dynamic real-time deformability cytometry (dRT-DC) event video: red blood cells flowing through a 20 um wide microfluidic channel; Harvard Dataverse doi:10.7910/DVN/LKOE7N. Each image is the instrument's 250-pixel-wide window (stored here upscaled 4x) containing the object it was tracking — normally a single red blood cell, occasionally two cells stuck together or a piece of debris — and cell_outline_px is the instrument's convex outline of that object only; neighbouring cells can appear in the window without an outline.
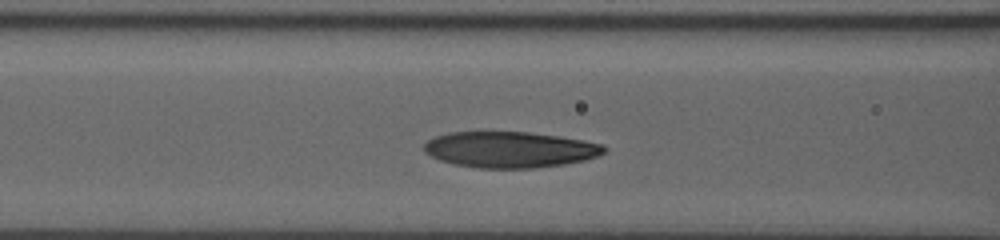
{"species": "human", "species_latin": "Homo sapiens", "temperature_condition": "room temperature", "stored_images_in_passage": 30, "segment_of_instrument_passage": [1, 2], "camera_frame_rate_fps": 3000, "um_per_image_px": 0.085, "donor": {"sex": "male"}, "frame": {"image": 1, "passage_image": 6, "time_ms": 1.667, "image_size_px": [1000, 240], "cell_outline_px": [[608, 148], [604, 152], [596, 156], [584, 160], [564, 164], [536, 168], [476, 168], [456, 164], [440, 160], [424, 152], [424, 144], [428, 140], [436, 136], [448, 132], [528, 132], [560, 136], [584, 140], [604, 144]], "centroid_in_image_um": [43.36, 12.71], "position_along_channel_um": 123.2, "area_um2": 37.86}}
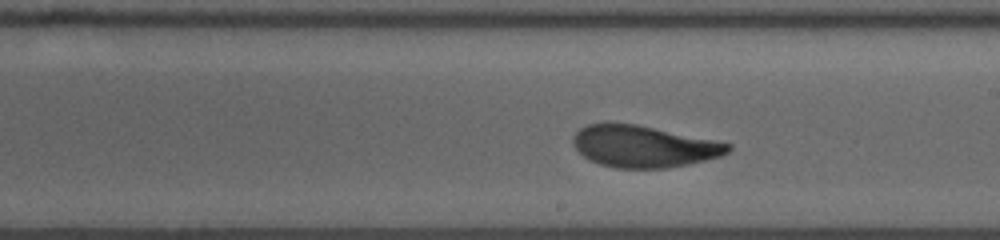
{"frame": {"image": 2, "passage_image": 15, "time_ms": 4.667, "image_size_px": [1000, 240], "cell_outline_px": [[732, 148], [728, 152], [720, 156], [688, 164], [668, 168], [616, 168], [600, 164], [588, 160], [572, 144], [572, 136], [580, 128], [588, 124], [636, 124], [716, 140], [732, 144]], "centroid_in_image_um": [54.71, 12.45], "position_along_channel_um": 234.3, "area_um2": 37.51}}
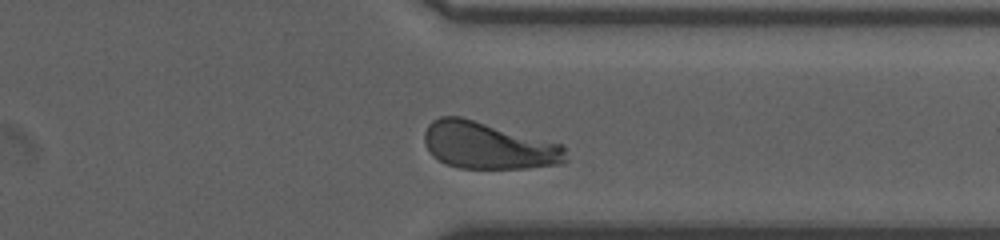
{"frame": {"image": 3, "passage_image": 26, "time_ms": 8.333, "image_size_px": [1000, 240], "cell_outline_px": [[568, 160], [560, 164], [528, 168], [460, 168], [444, 164], [432, 156], [428, 152], [424, 144], [424, 132], [428, 124], [432, 120], [440, 116], [460, 116], [564, 144]], "centroid_in_image_um": [41.49, 12.37], "position_along_channel_um": 369.9, "area_um2": 39.19}}